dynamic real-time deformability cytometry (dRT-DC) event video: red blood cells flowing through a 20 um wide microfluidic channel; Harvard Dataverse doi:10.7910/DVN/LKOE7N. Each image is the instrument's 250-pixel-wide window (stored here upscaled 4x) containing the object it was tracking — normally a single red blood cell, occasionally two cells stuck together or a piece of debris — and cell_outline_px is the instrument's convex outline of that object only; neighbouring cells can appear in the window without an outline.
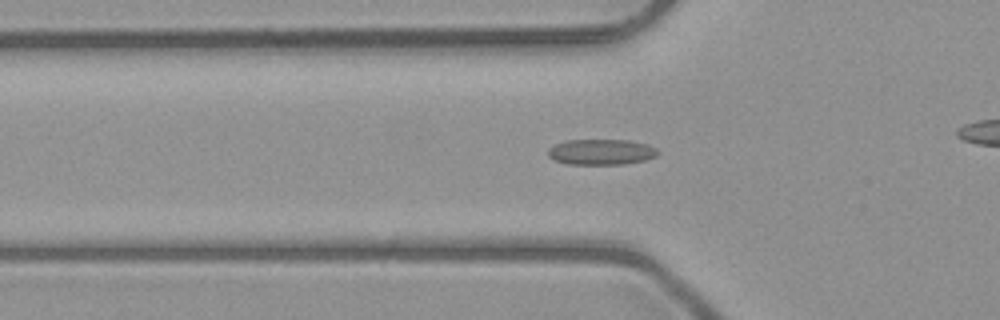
{"species": "common noctule bat (a hibernating species)", "species_latin": "Nyctalus noctula", "temperature_condition": "room temperature", "stored_images_in_passage": 42, "camera_frame_rate_fps": 3000, "um_per_image_px": 0.085, "animal": {"sex": "male", "body_mass_g": 23.1, "forearm_length_mm": 52.7}, "frame": {"image": 1, "passage_image": 17, "time_ms": 5.333, "image_size_px": [1000, 320], "cell_outline_px": [[660, 152], [656, 156], [644, 160], [624, 164], [568, 164], [556, 160], [548, 156], [548, 148], [556, 144], [568, 140], [628, 140], [648, 144], [656, 148]], "centroid_in_image_um": [51.13, 12.91], "position_along_channel_um": 74.7, "area_um2": 16.36}}
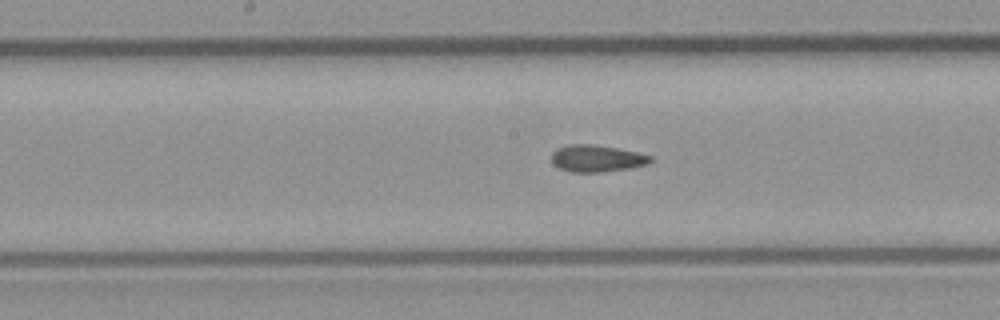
{"frame": {"image": 2, "passage_image": 26, "time_ms": 8.333, "image_size_px": [1000, 320], "cell_outline_px": [[652, 160], [648, 164], [628, 168], [600, 172], [572, 172], [560, 168], [552, 164], [552, 152], [556, 148], [568, 144], [592, 144], [616, 148], [636, 152], [652, 156]], "centroid_in_image_um": [50.69, 13.46], "position_along_channel_um": 197.5, "area_um2": 15.43}}
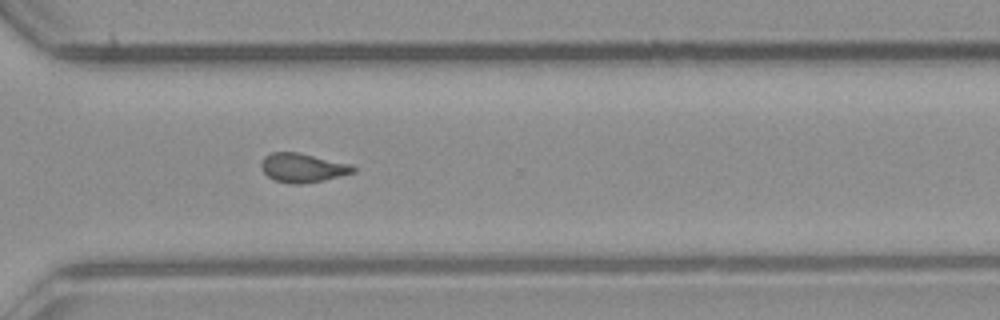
{"frame": {"image": 3, "passage_image": 37, "time_ms": 12.0, "image_size_px": [1000, 320], "cell_outline_px": [[356, 172], [324, 180], [300, 184], [292, 184], [276, 180], [268, 176], [260, 168], [260, 164], [264, 156], [272, 152], [296, 152], [352, 164], [356, 168]], "centroid_in_image_um": [25.73, 14.26], "position_along_channel_um": 344.9, "area_um2": 15.55}}